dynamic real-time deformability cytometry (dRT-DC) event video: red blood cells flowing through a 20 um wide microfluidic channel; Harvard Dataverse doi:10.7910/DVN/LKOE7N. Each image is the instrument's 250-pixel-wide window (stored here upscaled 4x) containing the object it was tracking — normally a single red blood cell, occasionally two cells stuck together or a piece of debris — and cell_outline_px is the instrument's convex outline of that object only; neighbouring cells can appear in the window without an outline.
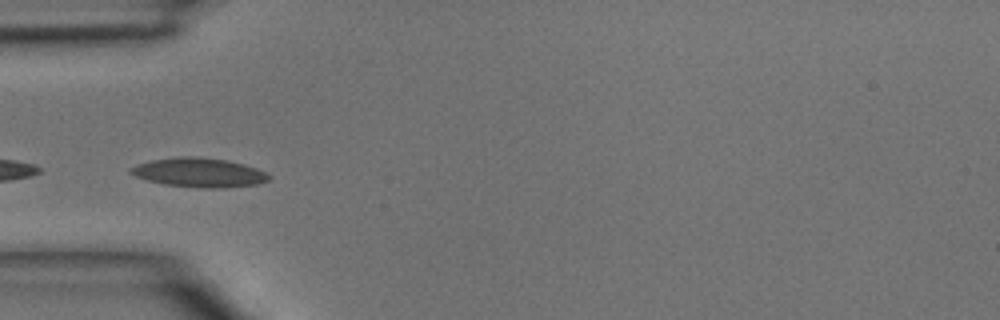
{"species": "common noctule bat (a hibernating species)", "species_latin": "Nyctalus noctula", "temperature_condition": "room temperature", "stored_images_in_passage": 3, "camera_frame_rate_fps": 3000, "um_per_image_px": 0.085, "animal": {"sex": "male", "body_mass_g": 15.6}, "frame": {"image": 1, "passage_image": 2, "time_ms": 0.333, "image_size_px": [1000, 320], "cell_outline_px": [[272, 176], [268, 180], [256, 184], [224, 188], [200, 188], [164, 184], [148, 180], [136, 176], [128, 172], [128, 168], [152, 160], [180, 156], [196, 156], [228, 160], [244, 164], [268, 172]], "centroid_in_image_um": [16.96, 14.66], "position_along_channel_um": 68.0, "area_um2": 23.58}}